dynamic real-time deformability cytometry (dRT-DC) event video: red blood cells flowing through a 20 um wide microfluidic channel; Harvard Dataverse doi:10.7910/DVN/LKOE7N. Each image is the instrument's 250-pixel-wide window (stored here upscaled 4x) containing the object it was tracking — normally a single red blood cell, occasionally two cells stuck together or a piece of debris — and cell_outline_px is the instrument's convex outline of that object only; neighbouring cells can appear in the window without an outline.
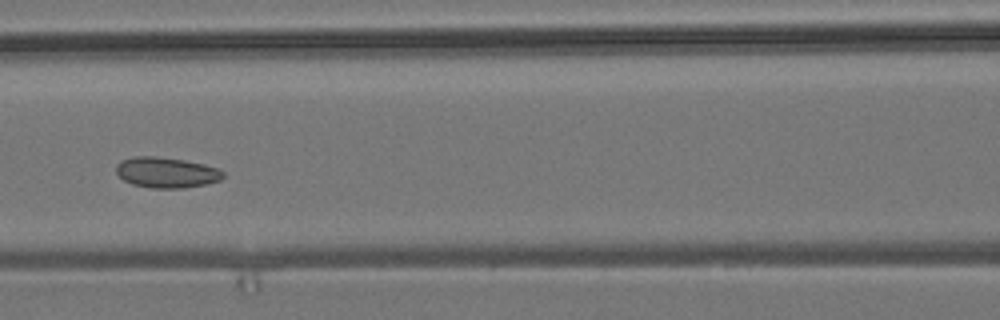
{"species": "common noctule bat (a hibernating species)", "species_latin": "Nyctalus noctula", "temperature_condition": "room temperature", "stored_images_in_passage": 7, "camera_frame_rate_fps": 3000, "um_per_image_px": 0.085, "animal": {"sex": "male", "body_mass_g": 19.2, "forearm_length_mm": 51.8}, "frame": {"image": 1, "passage_image": 7, "time_ms": 7.667, "image_size_px": [1000, 320], "cell_outline_px": [[224, 176], [220, 180], [204, 184], [184, 188], [152, 188], [132, 184], [124, 180], [116, 172], [116, 164], [120, 160], [132, 156], [156, 156], [184, 160], [204, 164], [216, 168], [224, 172]], "centroid_in_image_um": [14.11, 14.65], "position_along_channel_um": 152.5, "area_um2": 19.07}}